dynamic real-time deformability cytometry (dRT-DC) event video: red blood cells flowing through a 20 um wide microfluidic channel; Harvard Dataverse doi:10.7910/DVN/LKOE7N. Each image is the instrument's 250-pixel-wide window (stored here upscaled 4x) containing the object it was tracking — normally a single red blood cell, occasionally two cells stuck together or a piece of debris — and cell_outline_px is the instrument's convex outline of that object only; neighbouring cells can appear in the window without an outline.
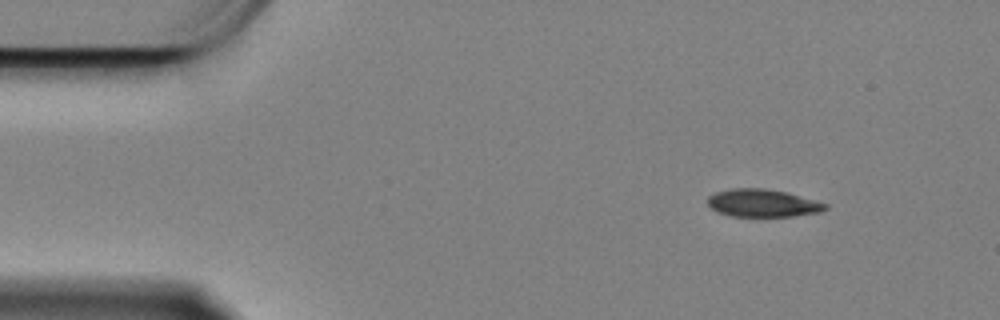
{"species": "Egyptian fruit bat (a non-hibernating species)", "species_latin": "Rousettus aegyptiacus", "temperature_condition": "cold", "stored_images_in_passage": 53, "camera_frame_rate_fps": 3000, "um_per_image_px": 0.085, "animal": {"sex": "female"}, "frame": {"image": 1, "passage_image": 1, "time_ms": 0.0, "image_size_px": [1000, 320], "cell_outline_px": [[828, 208], [820, 212], [792, 216], [732, 216], [716, 212], [708, 204], [708, 196], [716, 192], [732, 188], [764, 188], [784, 192], [828, 204]], "centroid_in_image_um": [64.8, 17.26], "position_along_channel_um": 20.2, "area_um2": 18.79}}
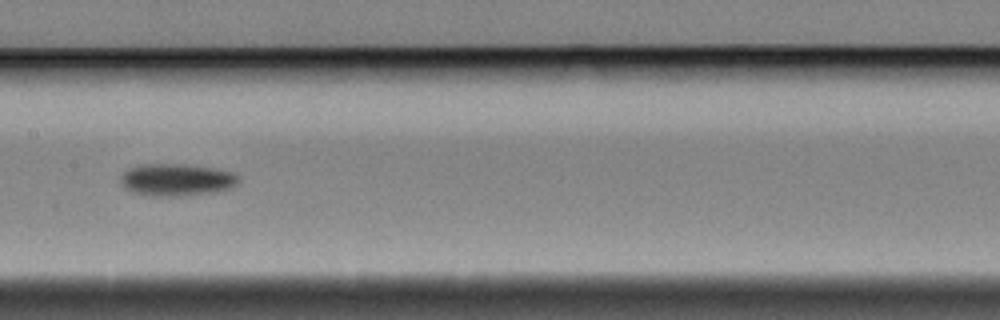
{"frame": {"image": 2, "passage_image": 23, "time_ms": 7.333, "image_size_px": [1000, 320], "cell_outline_px": [[240, 180], [236, 184], [228, 188], [216, 192], [184, 196], [148, 196], [132, 192], [124, 188], [120, 180], [120, 176], [128, 168], [136, 164], [188, 164], [212, 168], [232, 172], [240, 176]], "centroid_in_image_um": [14.98, 15.28], "position_along_channel_um": 192.4, "area_um2": 22.48}}
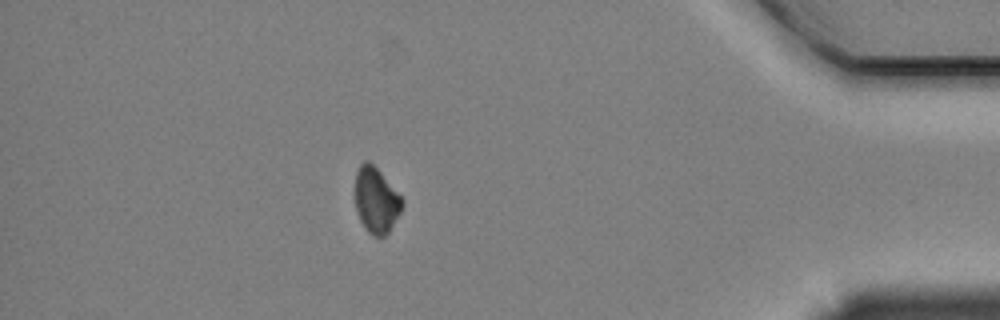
{"frame": {"image": 3, "passage_image": 46, "time_ms": 15.0, "image_size_px": [1000, 320], "cell_outline_px": [[404, 204], [400, 212], [388, 232], [384, 236], [372, 236], [364, 228], [356, 212], [356, 172], [360, 164], [364, 160], [368, 160], [380, 172], [404, 200]], "centroid_in_image_um": [31.96, 17.03], "position_along_channel_um": 403.2, "area_um2": 17.8}, "authors_computed_cell_mechanics": {"area_um2": 20.4034, "velocity_mm_per_s": 3.3441, "shape_relaxation_time_tau1_ms": 4.1336, "shape_relaxation_time_tau2_ms": null, "deformation_change_tau1": 0.0827, "deformation_change_tau2": null}}